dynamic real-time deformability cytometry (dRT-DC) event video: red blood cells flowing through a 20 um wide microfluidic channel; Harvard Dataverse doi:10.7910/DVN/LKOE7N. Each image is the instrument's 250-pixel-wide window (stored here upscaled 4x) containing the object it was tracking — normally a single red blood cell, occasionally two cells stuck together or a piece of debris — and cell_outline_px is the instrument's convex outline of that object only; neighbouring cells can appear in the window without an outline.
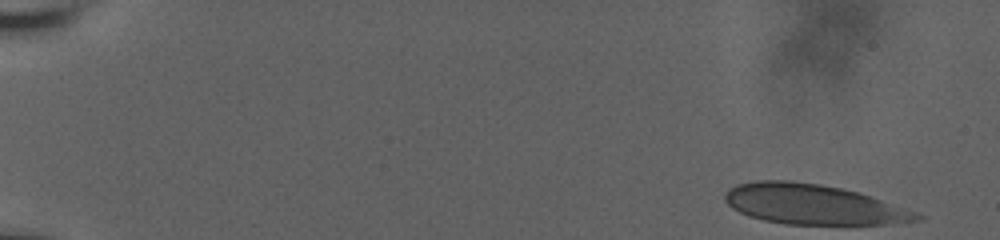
{"species": "human", "species_latin": "Homo sapiens", "temperature_condition": "room temperature", "stored_images_in_passage": 38, "camera_frame_rate_fps": 3000, "um_per_image_px": 0.085, "donor": {"sex": "male"}, "frame": {"image": 1, "passage_image": 1, "time_ms": 0.0, "image_size_px": [1000, 240], "cell_outline_px": [[924, 220], [884, 224], [784, 224], [764, 220], [748, 216], [732, 208], [724, 200], [724, 196], [728, 188], [736, 184], [760, 180], [788, 180], [820, 184], [840, 188], [856, 192], [880, 200], [924, 216]], "centroid_in_image_um": [69.02, 17.37], "position_along_channel_um": 16.0, "area_um2": 44.27}}
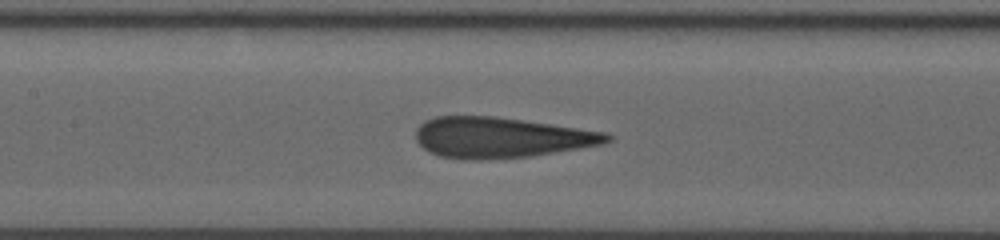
{"frame": {"image": 2, "passage_image": 24, "time_ms": 8.667, "image_size_px": [1000, 240], "cell_outline_px": [[612, 140], [604, 144], [532, 156], [476, 160], [472, 160], [440, 156], [424, 148], [416, 140], [416, 128], [424, 120], [436, 116], [496, 116], [604, 132], [612, 136]], "centroid_in_image_um": [42.56, 11.68], "position_along_channel_um": 164.8, "area_um2": 45.03}}
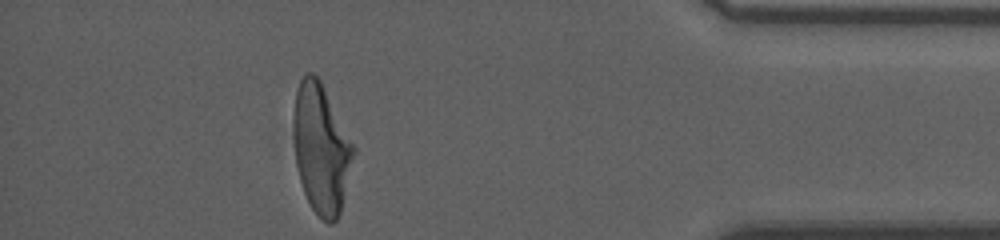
{"frame": {"image": 3, "passage_image": 38, "time_ms": 16.333, "image_size_px": [1000, 240], "cell_outline_px": [[356, 152], [340, 212], [336, 220], [332, 224], [328, 224], [312, 208], [304, 192], [300, 180], [296, 164], [292, 120], [296, 92], [300, 80], [304, 72], [312, 72], [320, 80], [356, 148]], "centroid_in_image_um": [27.3, 12.62], "position_along_channel_um": 407.9, "area_um2": 45.2}, "authors_computed_cell_mechanics": {"area_um2": 45.373, "velocity_mm_per_s": 3.6611, "shape_relaxation_time_tau1_ms": null, "shape_relaxation_time_tau2_ms": 1.1172, "deformation_change_tau1": null, "deformation_change_tau2": 0.0817}}